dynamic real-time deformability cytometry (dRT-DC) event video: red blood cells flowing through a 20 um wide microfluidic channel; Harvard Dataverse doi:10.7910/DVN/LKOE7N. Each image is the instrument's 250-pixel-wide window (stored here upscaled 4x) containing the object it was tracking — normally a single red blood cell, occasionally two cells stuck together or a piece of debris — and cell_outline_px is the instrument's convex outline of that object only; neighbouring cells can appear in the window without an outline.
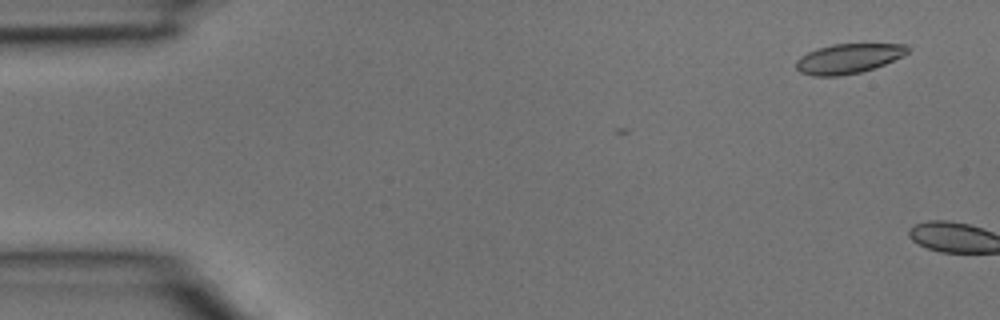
{"species": "common noctule bat (a hibernating species)", "species_latin": "Nyctalus noctula", "temperature_condition": "room temperature", "stored_images_in_passage": 4, "camera_frame_rate_fps": 3000, "um_per_image_px": 0.085, "animal": {"sex": "male", "body_mass_g": 15.6}, "frame": {"image": 1, "passage_image": 1, "time_ms": 0.0, "image_size_px": [1000, 320], "cell_outline_px": [[912, 48], [904, 56], [884, 64], [860, 72], [840, 76], [812, 76], [800, 72], [796, 68], [796, 60], [800, 56], [816, 48], [832, 44], [908, 44]], "centroid_in_image_um": [72.12, 4.97], "position_along_channel_um": 12.9, "area_um2": 19.48}}
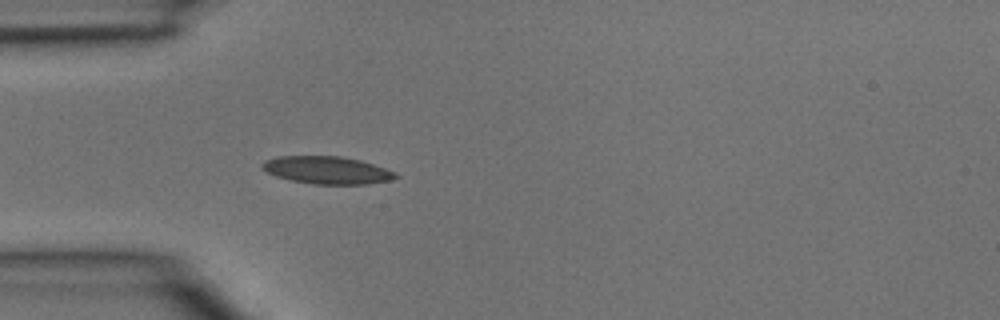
{"frame": {"image": 2, "passage_image": 4, "time_ms": 1.0, "image_size_px": [1000, 320], "cell_outline_px": [[400, 176], [392, 180], [368, 184], [312, 184], [292, 180], [276, 176], [260, 168], [260, 164], [264, 160], [280, 156], [340, 156], [360, 160], [396, 172]], "centroid_in_image_um": [27.8, 14.46], "position_along_channel_um": 57.2, "area_um2": 21.44}}